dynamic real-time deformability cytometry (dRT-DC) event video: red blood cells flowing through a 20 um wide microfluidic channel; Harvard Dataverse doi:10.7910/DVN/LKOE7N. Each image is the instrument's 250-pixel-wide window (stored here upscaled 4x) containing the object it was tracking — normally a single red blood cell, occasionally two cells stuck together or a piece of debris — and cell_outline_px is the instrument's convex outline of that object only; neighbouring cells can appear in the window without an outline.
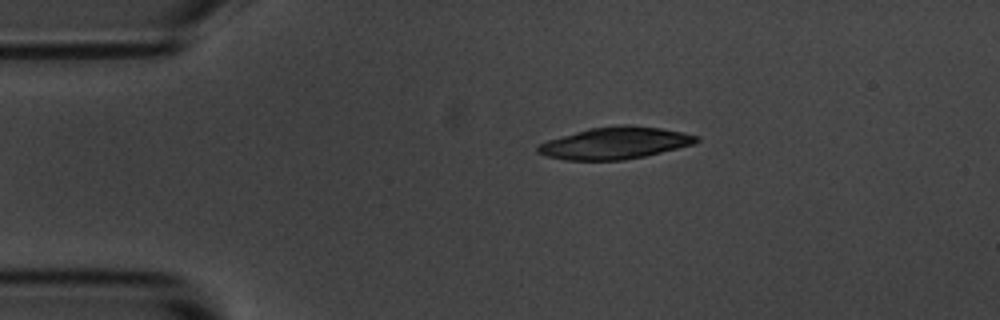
{"species": "common noctule bat (a hibernating species)", "species_latin": "Nyctalus noctula", "temperature_condition": "room temperature", "stored_images_in_passage": 2, "camera_frame_rate_fps": 3000, "um_per_image_px": 0.085, "animal": {"sex": "male", "body_mass_g": 20.1, "forearm_length_mm": 53.5}, "frame": {"image": 1, "passage_image": 1, "time_ms": 0.0, "image_size_px": [1000, 320], "cell_outline_px": [[700, 140], [692, 144], [644, 156], [624, 160], [564, 160], [548, 156], [536, 152], [536, 148], [540, 144], [548, 140], [588, 128], [620, 124], [628, 124], [660, 128], [684, 132], [700, 136]], "centroid_in_image_um": [52.28, 12.15], "position_along_channel_um": 32.7, "area_um2": 29.42}}